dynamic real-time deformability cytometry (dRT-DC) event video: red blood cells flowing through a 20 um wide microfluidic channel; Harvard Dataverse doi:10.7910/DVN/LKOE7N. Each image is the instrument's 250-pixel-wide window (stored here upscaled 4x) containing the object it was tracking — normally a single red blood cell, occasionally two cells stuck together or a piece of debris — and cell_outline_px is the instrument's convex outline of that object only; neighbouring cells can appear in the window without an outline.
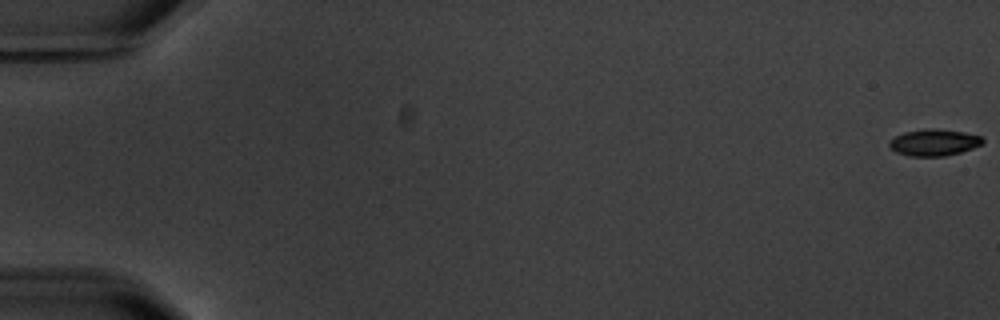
{"species": "common noctule bat (a hibernating species)", "species_latin": "Nyctalus noctula", "temperature_condition": "warm", "stored_images_in_passage": 6, "camera_frame_rate_fps": 3000, "um_per_image_px": 0.085, "animal": {"sex": "male", "body_mass_g": 20.1, "forearm_length_mm": 53.5}, "frame": {"image": 1, "passage_image": 1, "time_ms": 0.0, "image_size_px": [1000, 320], "cell_outline_px": [[984, 144], [960, 152], [944, 156], [908, 156], [896, 152], [888, 144], [896, 136], [904, 132], [928, 128], [936, 128], [964, 132], [980, 136], [984, 140]], "centroid_in_image_um": [79.41, 12.1], "position_along_channel_um": 5.6, "area_um2": 14.39}}
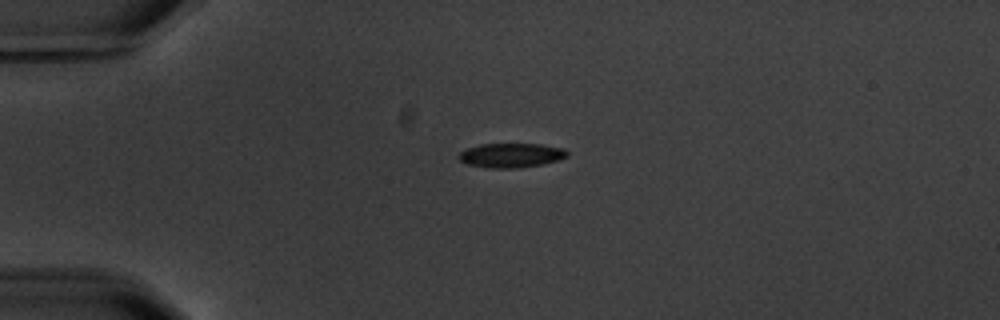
{"frame": {"image": 2, "passage_image": 4, "time_ms": 5.0, "image_size_px": [1000, 320], "cell_outline_px": [[568, 156], [560, 160], [520, 168], [488, 168], [468, 164], [460, 160], [456, 156], [460, 152], [468, 148], [480, 144], [540, 144], [564, 148], [568, 152]], "centroid_in_image_um": [43.45, 13.2], "position_along_channel_um": 41.5, "area_um2": 15.43}}
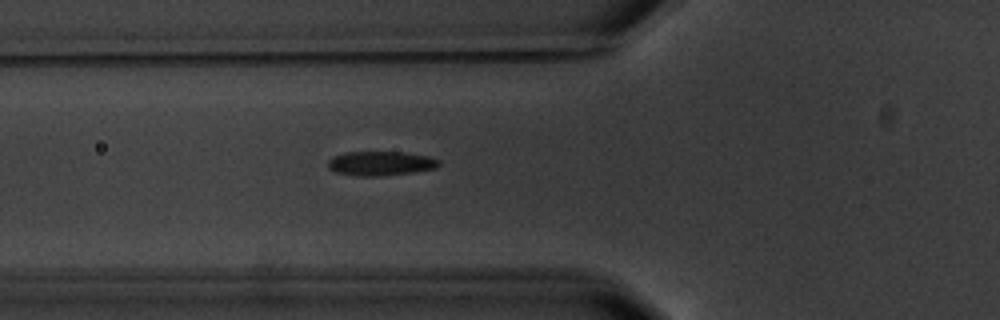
{"frame": {"image": 3, "passage_image": 6, "time_ms": 7.333, "image_size_px": [1000, 320], "cell_outline_px": [[440, 164], [436, 168], [412, 172], [380, 176], [360, 176], [336, 172], [328, 168], [328, 160], [332, 156], [344, 152], [404, 152], [428, 156], [440, 160]], "centroid_in_image_um": [32.34, 13.88], "position_along_channel_um": 93.5, "area_um2": 15.72}}